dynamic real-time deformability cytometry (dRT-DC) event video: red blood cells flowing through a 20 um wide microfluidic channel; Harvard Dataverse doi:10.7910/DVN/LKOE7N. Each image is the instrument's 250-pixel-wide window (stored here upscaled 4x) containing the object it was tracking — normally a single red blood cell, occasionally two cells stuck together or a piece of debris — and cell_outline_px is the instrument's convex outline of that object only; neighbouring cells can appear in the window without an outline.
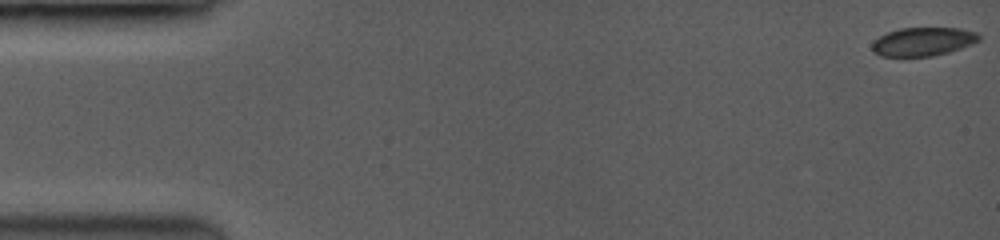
{"species": "common noctule bat (a hibernating species)", "species_latin": "Nyctalus noctula", "temperature_condition": "room temperature", "stored_images_in_passage": 10, "camera_frame_rate_fps": 3500, "um_per_image_px": 0.085, "animal": {"sex": "female", "body_mass_g": 19.0, "forearm_length_mm": 53.3}, "frame": {"image": 1, "passage_image": 1, "time_ms": 0.0, "image_size_px": [1000, 240], "cell_outline_px": [[980, 40], [948, 52], [928, 56], [884, 56], [876, 52], [872, 48], [872, 44], [880, 36], [888, 32], [904, 28], [956, 28], [976, 32], [980, 36]], "centroid_in_image_um": [78.47, 3.53], "position_along_channel_um": 6.5, "area_um2": 17.22}}
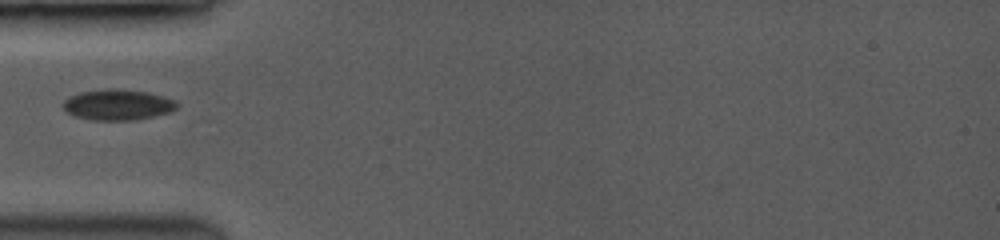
{"frame": {"image": 2, "passage_image": 8, "time_ms": 5.429, "image_size_px": [1000, 240], "cell_outline_px": [[176, 108], [168, 112], [136, 120], [92, 120], [76, 116], [68, 112], [64, 108], [64, 100], [72, 96], [84, 92], [144, 92], [160, 96], [172, 100], [176, 104]], "centroid_in_image_um": [9.99, 8.97], "position_along_channel_um": 75.0, "area_um2": 18.73}}
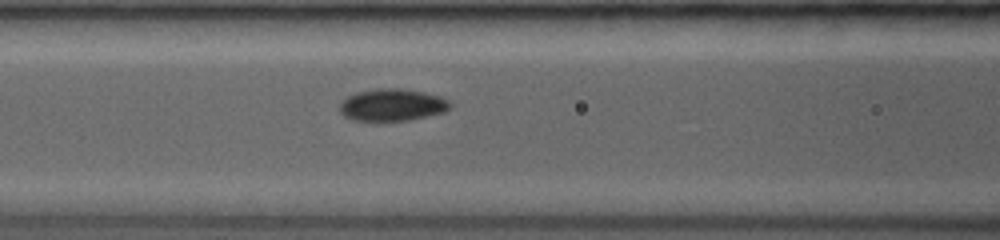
{"frame": {"image": 3, "passage_image": 10, "time_ms": 6.857, "image_size_px": [1000, 240], "cell_outline_px": [[452, 104], [444, 112], [408, 120], [352, 120], [344, 116], [340, 112], [340, 104], [348, 96], [360, 92], [388, 88], [392, 88], [420, 92], [436, 96], [448, 100]], "centroid_in_image_um": [33.32, 8.94], "position_along_channel_um": 133.3, "area_um2": 19.88}}